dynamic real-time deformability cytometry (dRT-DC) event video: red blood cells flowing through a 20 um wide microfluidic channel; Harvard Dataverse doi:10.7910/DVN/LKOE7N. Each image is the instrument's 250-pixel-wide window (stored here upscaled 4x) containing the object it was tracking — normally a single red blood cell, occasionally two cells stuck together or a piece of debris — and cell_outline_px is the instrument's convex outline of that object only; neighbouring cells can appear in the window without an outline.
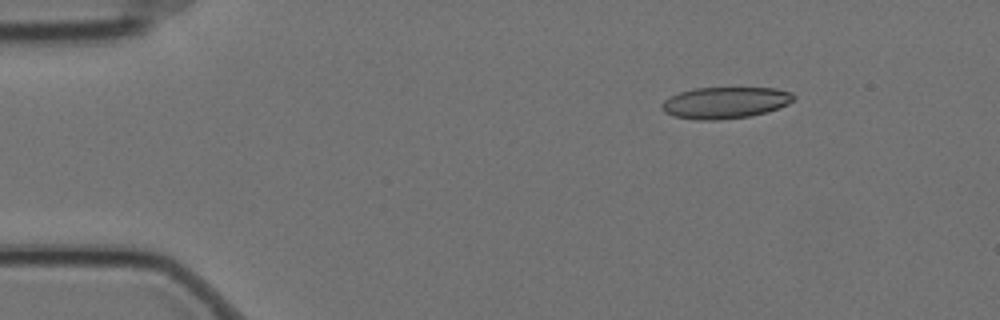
{"species": "Egyptian fruit bat (a non-hibernating species)", "species_latin": "Rousettus aegyptiacus", "temperature_condition": "cold", "stored_images_in_passage": 5, "camera_frame_rate_fps": 3000, "um_per_image_px": 0.085, "animal": {"sex": "female"}, "frame": {"image": 1, "passage_image": 3, "time_ms": 0.667, "image_size_px": [1000, 320], "cell_outline_px": [[796, 96], [788, 104], [768, 112], [752, 116], [720, 120], [696, 120], [672, 116], [664, 112], [660, 108], [660, 104], [664, 100], [680, 92], [696, 88], [776, 88], [792, 92]], "centroid_in_image_um": [61.63, 8.74], "position_along_channel_um": 23.4, "area_um2": 24.45}}